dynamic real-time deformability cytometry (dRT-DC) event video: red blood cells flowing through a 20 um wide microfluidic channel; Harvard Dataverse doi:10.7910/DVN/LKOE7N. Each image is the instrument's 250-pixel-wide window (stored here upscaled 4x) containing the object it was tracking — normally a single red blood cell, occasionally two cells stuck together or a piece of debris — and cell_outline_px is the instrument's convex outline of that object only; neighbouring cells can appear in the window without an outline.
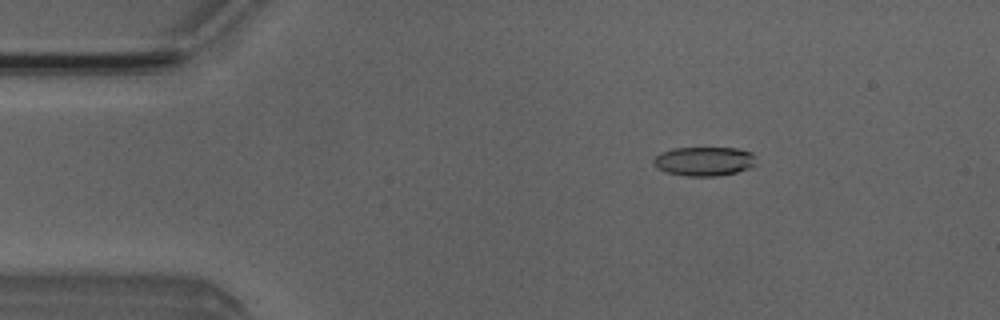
{"species": "Egyptian fruit bat (a non-hibernating species)", "species_latin": "Rousettus aegyptiacus", "temperature_condition": "room temperature", "stored_images_in_passage": 51, "camera_frame_rate_fps": 3000, "um_per_image_px": 0.085, "animal": {"sex": "male"}, "frame": {"image": 1, "passage_image": 8, "time_ms": 2.333, "image_size_px": [1000, 320], "cell_outline_px": [[756, 164], [748, 168], [736, 172], [716, 176], [688, 176], [664, 172], [656, 168], [652, 164], [652, 160], [660, 152], [672, 148], [736, 148], [752, 152], [756, 156]], "centroid_in_image_um": [59.82, 13.7], "position_along_channel_um": 25.2, "area_um2": 17.63}}
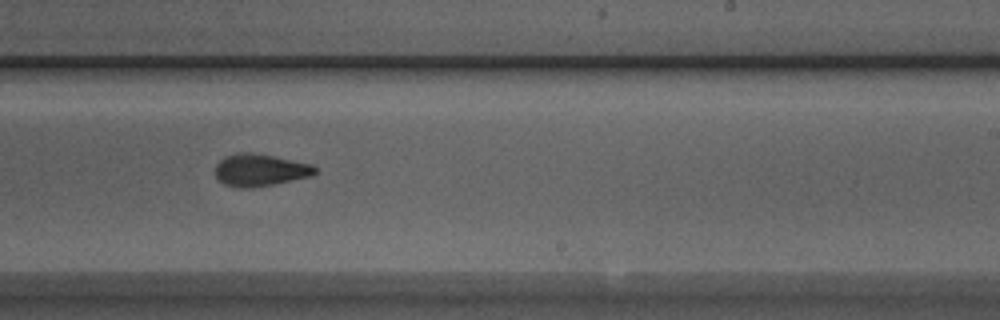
{"frame": {"image": 2, "passage_image": 31, "time_ms": 10.0, "image_size_px": [1000, 320], "cell_outline_px": [[316, 172], [312, 176], [252, 188], [240, 188], [224, 184], [216, 176], [216, 164], [224, 156], [240, 152], [252, 152], [312, 164], [316, 168]], "centroid_in_image_um": [22.09, 14.45], "position_along_channel_um": 266.9, "area_um2": 18.61}}
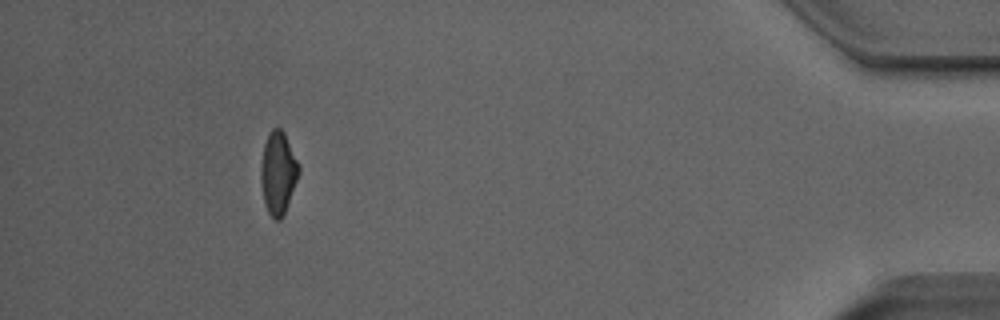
{"frame": {"image": 3, "passage_image": 47, "time_ms": 15.333, "image_size_px": [1000, 320], "cell_outline_px": [[300, 172], [284, 212], [280, 220], [272, 220], [264, 204], [260, 184], [260, 168], [264, 144], [272, 128], [280, 128], [284, 132], [300, 168]], "centroid_in_image_um": [23.61, 14.72], "position_along_channel_um": 411.6, "area_um2": 18.15}, "authors_computed_cell_mechanics": {"area_um2": 18.3804, "velocity_mm_per_s": 3.9648, "shape_relaxation_time_tau1_ms": 3.7223, "shape_relaxation_time_tau2_ms": 2.7368, "deformation_change_tau1": 0.1582, "deformation_change_tau2": 0.1057}}